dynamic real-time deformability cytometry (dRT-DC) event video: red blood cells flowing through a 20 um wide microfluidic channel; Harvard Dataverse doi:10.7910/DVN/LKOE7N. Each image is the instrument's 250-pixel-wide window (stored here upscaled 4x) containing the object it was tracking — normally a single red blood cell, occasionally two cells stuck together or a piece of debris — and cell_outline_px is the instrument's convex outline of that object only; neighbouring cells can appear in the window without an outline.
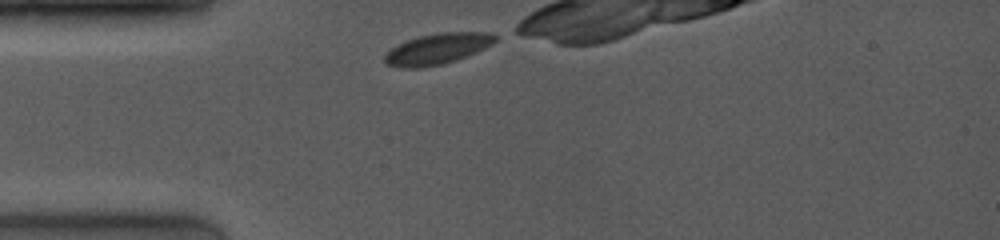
{"species": "common noctule bat (a hibernating species)", "species_latin": "Nyctalus noctula", "temperature_condition": "room temperature", "stored_images_in_passage": 22, "camera_frame_rate_fps": 4000, "um_per_image_px": 0.085, "animal": {"sex": "female", "body_mass_g": 19.0, "forearm_length_mm": 53.3}, "frame": {"image": 1, "passage_image": 1, "time_ms": 0.0, "image_size_px": [1000, 240], "cell_outline_px": [[500, 36], [492, 44], [484, 48], [456, 60], [440, 64], [420, 68], [404, 68], [388, 64], [384, 60], [384, 56], [396, 44], [420, 36], [440, 32], [492, 32]], "centroid_in_image_um": [37.21, 4.13], "position_along_channel_um": 47.8, "area_um2": 19.71}, "authors_computed_cell_mechanics": {"area_um2": 20.0855, "velocity_mm_per_s": 3.9902, "shape_relaxation_time_tau1_ms": 1.1645, "shape_relaxation_time_tau2_ms": null, "deformation_change_tau1": 0.0306, "deformation_change_tau2": null}}